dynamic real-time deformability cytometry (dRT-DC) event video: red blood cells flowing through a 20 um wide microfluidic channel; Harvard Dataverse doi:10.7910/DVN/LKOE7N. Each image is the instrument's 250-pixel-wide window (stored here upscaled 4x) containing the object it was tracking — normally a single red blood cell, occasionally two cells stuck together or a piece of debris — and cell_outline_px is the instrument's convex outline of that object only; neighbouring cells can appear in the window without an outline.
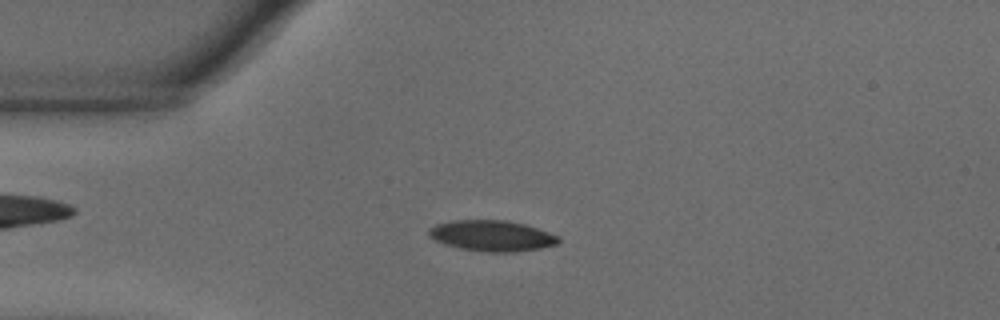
{"species": "common noctule bat (a hibernating species)", "species_latin": "Nyctalus noctula", "temperature_condition": "warm", "stored_images_in_passage": 46, "camera_frame_rate_fps": 3000, "um_per_image_px": 0.085, "animal": {"sex": "male", "body_mass_g": 18.8}, "frame": {"image": 1, "passage_image": 5, "time_ms": 1.333, "image_size_px": [1000, 320], "cell_outline_px": [[560, 240], [556, 244], [540, 248], [516, 252], [484, 252], [460, 248], [444, 244], [428, 236], [428, 228], [436, 224], [452, 220], [508, 220], [524, 224], [560, 236]], "centroid_in_image_um": [41.79, 20.04], "position_along_channel_um": 43.2, "area_um2": 23.35}}
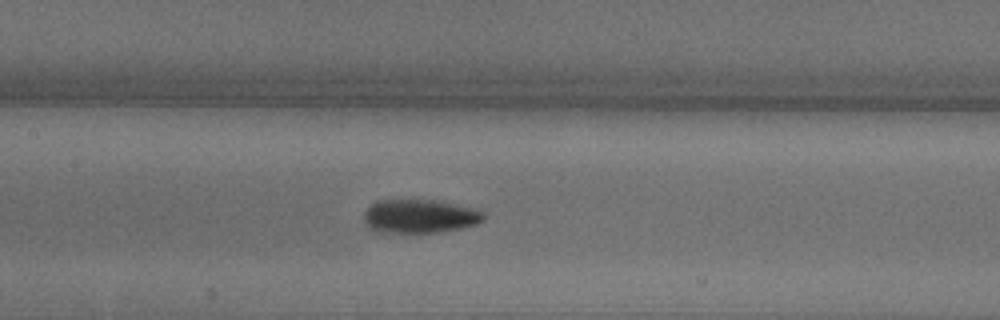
{"frame": {"image": 2, "passage_image": 17, "time_ms": 5.333, "image_size_px": [1000, 320], "cell_outline_px": [[484, 220], [476, 224], [460, 228], [440, 232], [376, 232], [368, 228], [364, 220], [364, 212], [376, 200], [432, 200], [468, 208], [484, 212]], "centroid_in_image_um": [35.61, 18.39], "position_along_channel_um": 171.8, "area_um2": 23.12}}
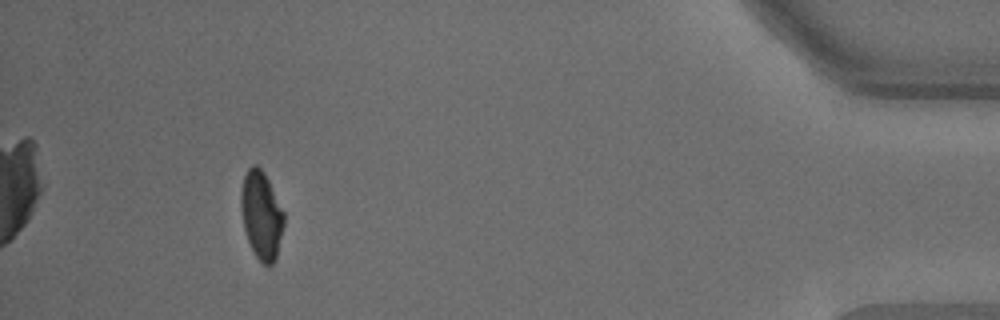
{"frame": {"image": 3, "passage_image": 42, "time_ms": 13.667, "image_size_px": [1000, 320], "cell_outline_px": [[284, 224], [276, 260], [268, 268], [256, 256], [248, 240], [244, 228], [240, 208], [240, 192], [244, 176], [248, 168], [252, 164], [256, 164], [264, 172], [284, 212]], "centroid_in_image_um": [22.21, 18.29], "position_along_channel_um": 413.0, "area_um2": 22.08}, "authors_computed_cell_mechanics": {"area_um2": 23.0622, "velocity_mm_per_s": 3.6621, "shape_relaxation_time_tau1_ms": 3.6462, "shape_relaxation_time_tau2_ms": 2.2409, "deformation_change_tau1": 0.1575, "deformation_change_tau2": 0.0811}}